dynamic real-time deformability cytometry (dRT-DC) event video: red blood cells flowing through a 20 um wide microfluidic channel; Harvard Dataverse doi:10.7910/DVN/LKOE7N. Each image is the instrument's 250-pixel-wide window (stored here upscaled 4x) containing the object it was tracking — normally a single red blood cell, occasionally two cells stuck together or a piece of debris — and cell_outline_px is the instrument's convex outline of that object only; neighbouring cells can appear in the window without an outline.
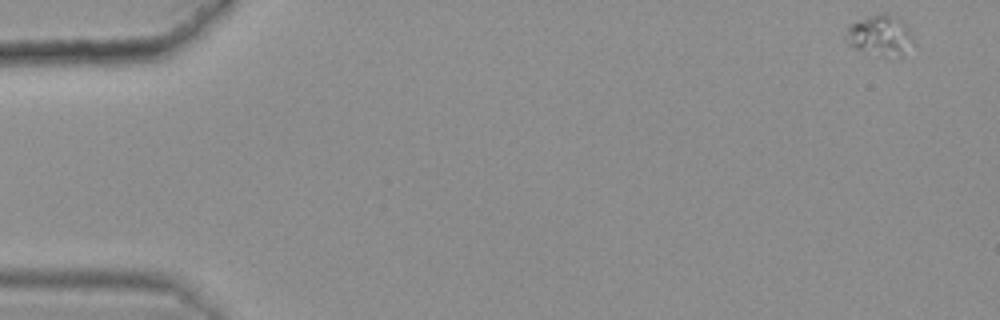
{"species": "common noctule bat (a hibernating species)", "species_latin": "Nyctalus noctula", "temperature_condition": "warm", "stored_images_in_passage": 7, "camera_frame_rate_fps": 3000, "um_per_image_px": 0.085, "animal": {"sex": "female", "body_mass_g": 25.1}, "frame": {"image": 1, "passage_image": 1, "time_ms": 0.0, "image_size_px": [1000, 320], "cell_outline_px": [[916, 44], [900, 56], [880, 56], [848, 44], [844, 40], [844, 36], [848, 28], [852, 24], [868, 16], [884, 12], [888, 12], [896, 16], [908, 24]], "centroid_in_image_um": [74.89, 2.99], "position_along_channel_um": 10.1, "area_um2": 16.18}}